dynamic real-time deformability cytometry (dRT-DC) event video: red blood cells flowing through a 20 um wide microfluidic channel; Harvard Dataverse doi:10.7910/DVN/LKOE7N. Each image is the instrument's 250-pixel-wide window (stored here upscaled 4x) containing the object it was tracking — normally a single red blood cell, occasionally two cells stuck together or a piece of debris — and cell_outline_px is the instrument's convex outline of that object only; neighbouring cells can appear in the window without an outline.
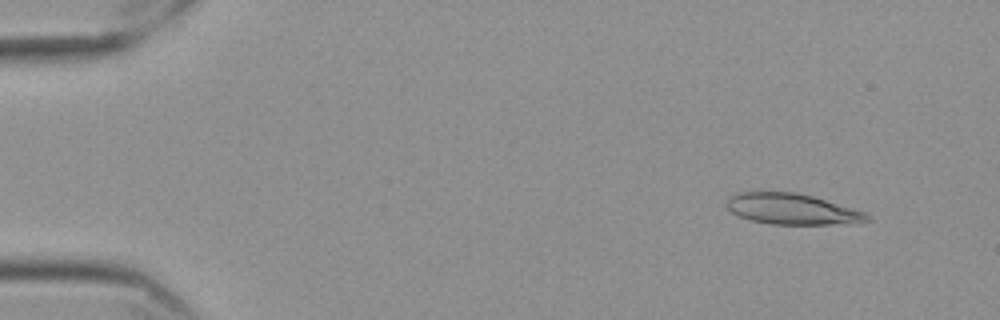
{"species": "Egyptian fruit bat (a non-hibernating species)", "species_latin": "Rousettus aegyptiacus", "temperature_condition": "cold", "stored_images_in_passage": 57, "camera_frame_rate_fps": 3000, "um_per_image_px": 0.085, "frame": {"image": 1, "passage_image": 5, "time_ms": 1.333, "image_size_px": [1000, 320], "cell_outline_px": [[872, 220], [828, 224], [772, 224], [752, 220], [740, 216], [732, 212], [724, 204], [728, 196], [736, 192], [796, 192], [812, 196], [864, 212], [872, 216]], "centroid_in_image_um": [67.25, 17.75], "position_along_channel_um": 17.8, "area_um2": 24.91}}
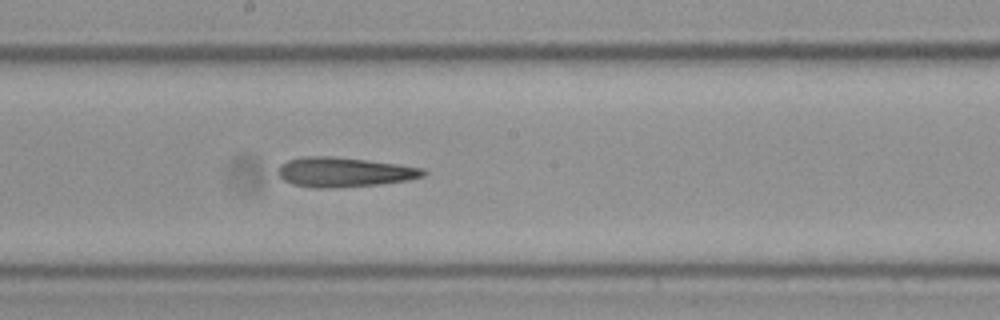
{"frame": {"image": 2, "passage_image": 31, "time_ms": 10.0, "image_size_px": [1000, 320], "cell_outline_px": [[428, 172], [424, 176], [408, 180], [380, 184], [340, 188], [312, 188], [292, 184], [284, 180], [276, 172], [276, 168], [280, 164], [288, 160], [300, 156], [336, 156], [396, 164], [424, 168]], "centroid_in_image_um": [29.21, 14.63], "position_along_channel_um": 219.0, "area_um2": 25.49}}
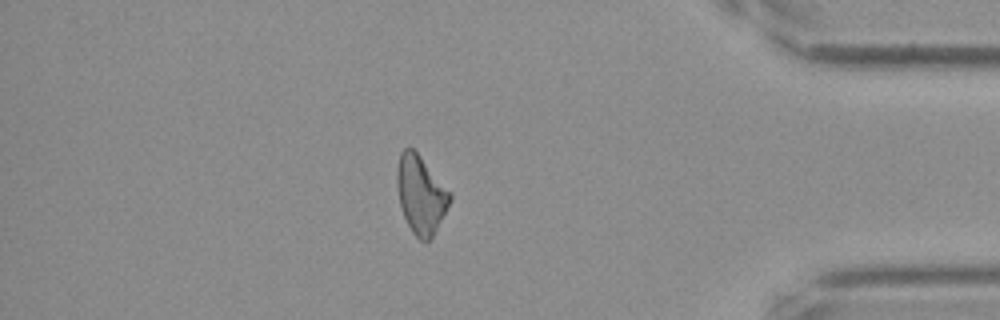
{"frame": {"image": 3, "passage_image": 49, "time_ms": 16.0, "image_size_px": [1000, 320], "cell_outline_px": [[452, 200], [432, 236], [428, 240], [420, 240], [412, 232], [404, 216], [400, 204], [396, 184], [396, 168], [400, 152], [404, 148], [412, 148], [420, 156], [452, 192]], "centroid_in_image_um": [35.77, 16.51], "position_along_channel_um": 399.4, "area_um2": 23.99}}